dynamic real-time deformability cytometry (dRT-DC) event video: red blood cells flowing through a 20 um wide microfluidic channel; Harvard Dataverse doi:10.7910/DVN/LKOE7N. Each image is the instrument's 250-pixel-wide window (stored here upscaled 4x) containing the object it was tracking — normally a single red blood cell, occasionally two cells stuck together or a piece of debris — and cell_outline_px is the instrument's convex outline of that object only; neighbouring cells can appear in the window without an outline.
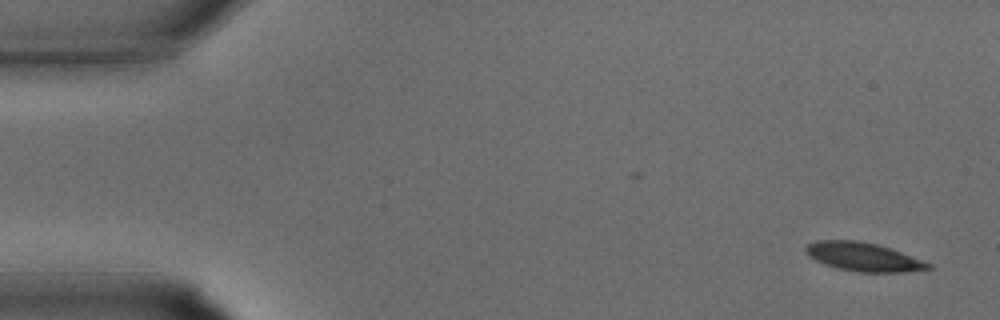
{"species": "common noctule bat (a hibernating species)", "species_latin": "Nyctalus noctula", "temperature_condition": "warm", "stored_images_in_passage": 33, "camera_frame_rate_fps": 3000, "um_per_image_px": 0.085, "animal": {"sex": "male", "body_mass_g": 15.6}, "frame": {"image": 1, "passage_image": 1, "time_ms": 0.0, "image_size_px": [1000, 320], "cell_outline_px": [[932, 268], [904, 272], [856, 272], [836, 268], [824, 264], [808, 256], [804, 252], [804, 248], [808, 244], [816, 240], [860, 240], [876, 244], [900, 252], [932, 264]], "centroid_in_image_um": [73.32, 21.83], "position_along_channel_um": 11.7, "area_um2": 20.4}}
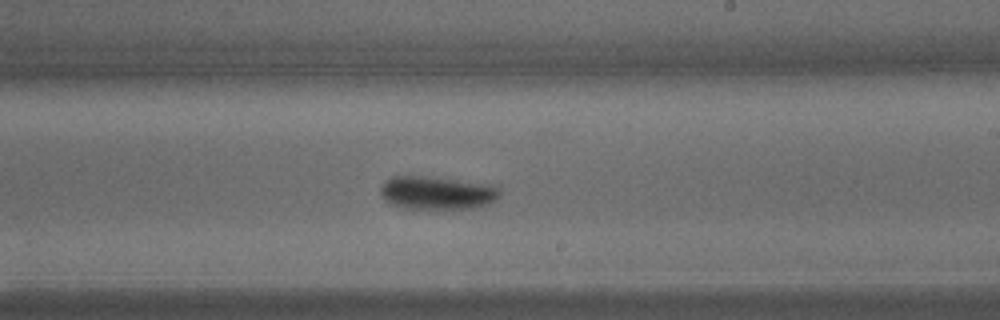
{"frame": {"image": 2, "passage_image": 19, "time_ms": 6.0, "image_size_px": [1000, 320], "cell_outline_px": [[500, 196], [492, 204], [476, 208], [436, 212], [404, 208], [388, 204], [384, 200], [380, 192], [380, 188], [392, 176], [424, 176], [492, 184], [500, 188]], "centroid_in_image_um": [37.19, 16.46], "position_along_channel_um": 251.8, "area_um2": 24.28}}
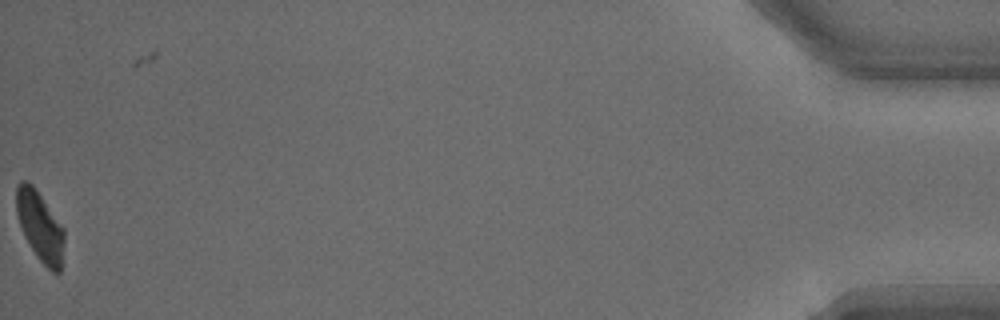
{"frame": {"image": 3, "passage_image": 33, "time_ms": 10.667, "image_size_px": [1000, 320], "cell_outline_px": [[64, 244], [60, 272], [52, 272], [36, 256], [20, 224], [16, 212], [16, 188], [20, 180], [28, 180], [36, 188], [64, 228]], "centroid_in_image_um": [3.41, 19.19], "position_along_channel_um": 431.8, "area_um2": 19.31}}